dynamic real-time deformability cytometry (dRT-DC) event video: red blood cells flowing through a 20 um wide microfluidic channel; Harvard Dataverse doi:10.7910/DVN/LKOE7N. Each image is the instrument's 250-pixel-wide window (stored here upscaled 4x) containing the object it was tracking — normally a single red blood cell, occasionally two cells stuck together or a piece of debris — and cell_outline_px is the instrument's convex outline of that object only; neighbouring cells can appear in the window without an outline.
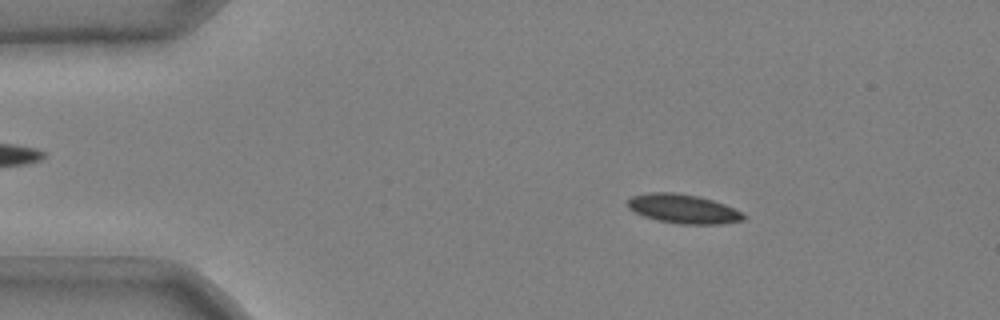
{"species": "common noctule bat (a hibernating species)", "species_latin": "Nyctalus noctula", "temperature_condition": "cold", "stored_images_in_passage": 51, "camera_frame_rate_fps": 3000, "um_per_image_px": 0.085, "animal": {"sex": "male", "body_mass_g": 20.4}, "frame": {"image": 1, "passage_image": 8, "time_ms": 2.333, "image_size_px": [1000, 320], "cell_outline_px": [[748, 216], [744, 220], [720, 224], [680, 224], [656, 220], [644, 216], [628, 208], [628, 200], [632, 196], [648, 192], [672, 192], [700, 196], [724, 204], [744, 212]], "centroid_in_image_um": [58.11, 17.75], "position_along_channel_um": 26.9, "area_um2": 19.83}}
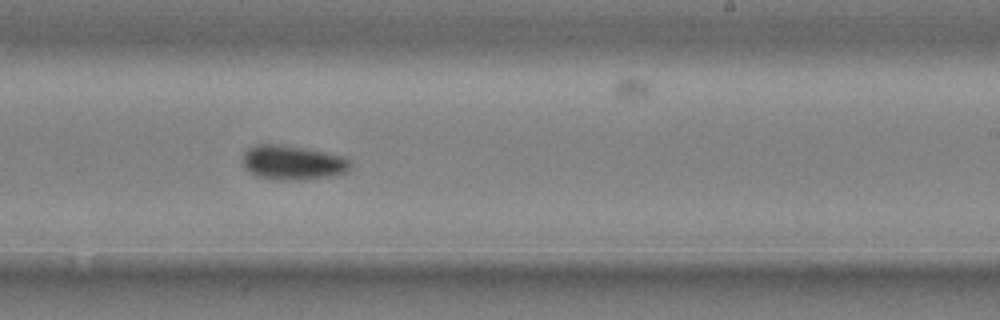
{"frame": {"image": 2, "passage_image": 32, "time_ms": 10.333, "image_size_px": [1000, 320], "cell_outline_px": [[352, 164], [348, 172], [336, 176], [300, 180], [280, 180], [256, 176], [248, 172], [244, 164], [244, 152], [248, 148], [256, 144], [280, 144], [304, 148], [324, 152], [340, 156], [352, 160]], "centroid_in_image_um": [24.91, 13.83], "position_along_channel_um": 264.1, "area_um2": 21.79}}
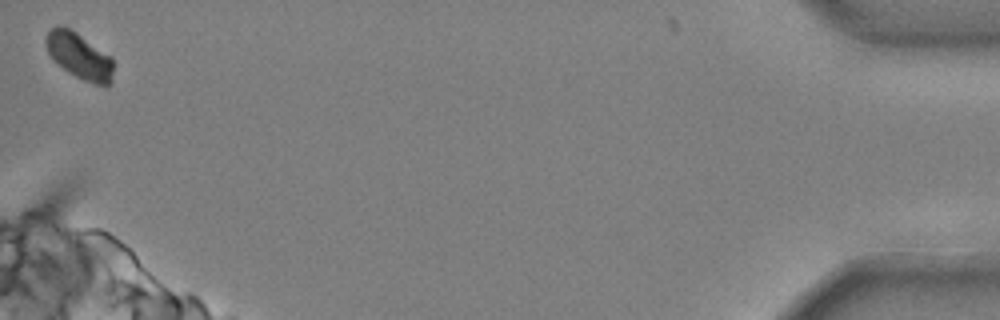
{"frame": {"image": 3, "passage_image": 51, "time_ms": 16.667, "image_size_px": [1000, 320], "cell_outline_px": [[112, 80], [108, 84], [96, 84], [84, 80], [68, 72], [56, 64], [52, 60], [44, 44], [44, 40], [48, 32], [56, 24], [60, 24], [76, 32], [112, 56]], "centroid_in_image_um": [6.69, 4.72], "position_along_channel_um": 428.5, "area_um2": 18.21}, "authors_computed_cell_mechanics": {"area_um2": 19.8254, "velocity_mm_per_s": 3.6941, "shape_relaxation_time_tau1_ms": 5.6654, "shape_relaxation_time_tau2_ms": null, "deformation_change_tau1": 0.1366, "deformation_change_tau2": null}}